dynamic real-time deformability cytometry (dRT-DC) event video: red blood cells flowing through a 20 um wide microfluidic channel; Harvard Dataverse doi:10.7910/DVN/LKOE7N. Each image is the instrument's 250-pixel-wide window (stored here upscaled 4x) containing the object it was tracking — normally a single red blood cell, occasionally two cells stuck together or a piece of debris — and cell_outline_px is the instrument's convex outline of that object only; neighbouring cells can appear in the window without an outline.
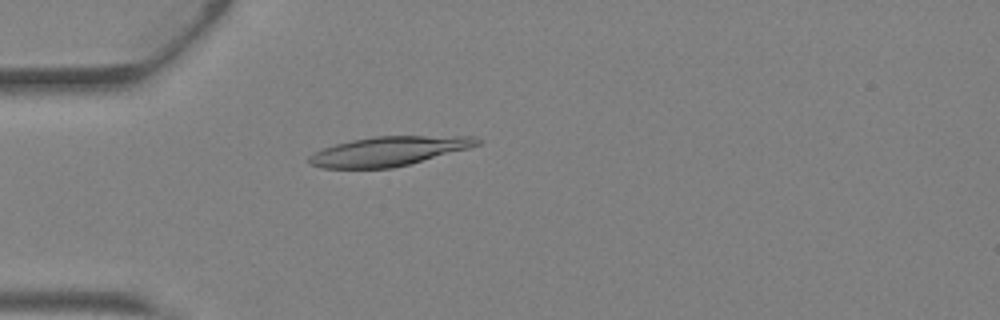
{"species": "Egyptian fruit bat (a non-hibernating species)", "species_latin": "Rousettus aegyptiacus", "temperature_condition": "warm", "stored_images_in_passage": 27, "camera_frame_rate_fps": 3000, "um_per_image_px": 0.085, "animal": {"sex": "female"}, "frame": {"image": 1, "passage_image": 2, "time_ms": 0.333, "image_size_px": [1000, 320], "cell_outline_px": [[480, 144], [468, 148], [408, 164], [392, 168], [320, 168], [308, 164], [308, 156], [312, 152], [336, 144], [352, 140], [376, 136], [476, 136], [480, 140]], "centroid_in_image_um": [32.98, 12.85], "position_along_channel_um": 52.0, "area_um2": 28.55}}
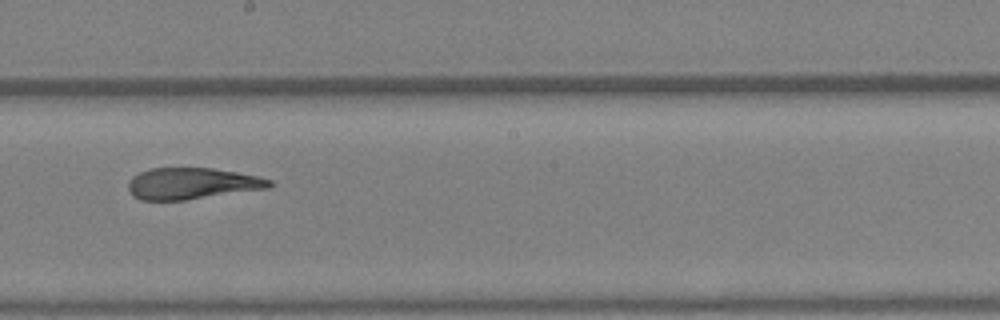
{"frame": {"image": 2, "passage_image": 14, "time_ms": 4.333, "image_size_px": [1000, 320], "cell_outline_px": [[272, 184], [268, 188], [184, 200], [140, 200], [132, 196], [128, 188], [128, 184], [132, 176], [148, 168], [212, 168], [260, 176], [272, 180]], "centroid_in_image_um": [16.29, 15.59], "position_along_channel_um": 231.9, "area_um2": 25.84}}
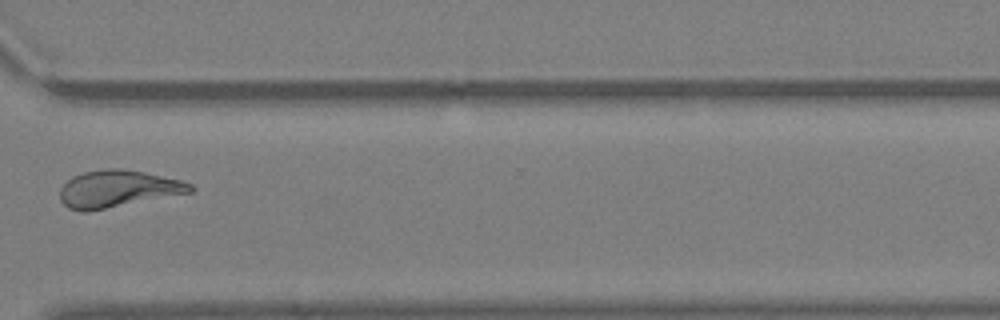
{"frame": {"image": 3, "passage_image": 22, "time_ms": 7.0, "image_size_px": [1000, 320], "cell_outline_px": [[196, 188], [192, 192], [88, 212], [80, 212], [68, 208], [60, 200], [60, 188], [72, 176], [84, 172], [108, 168], [120, 168], [144, 172], [180, 180], [192, 184]], "centroid_in_image_um": [10.0, 16.06], "position_along_channel_um": 360.6, "area_um2": 28.21}, "authors_computed_cell_mechanics": {"area_um2": 27.5706, "velocity_mm_per_s": 4.8189, "shape_relaxation_time_tau1_ms": null, "shape_relaxation_time_tau2_ms": 1.7442, "deformation_change_tau1": null, "deformation_change_tau2": 0.0941}}